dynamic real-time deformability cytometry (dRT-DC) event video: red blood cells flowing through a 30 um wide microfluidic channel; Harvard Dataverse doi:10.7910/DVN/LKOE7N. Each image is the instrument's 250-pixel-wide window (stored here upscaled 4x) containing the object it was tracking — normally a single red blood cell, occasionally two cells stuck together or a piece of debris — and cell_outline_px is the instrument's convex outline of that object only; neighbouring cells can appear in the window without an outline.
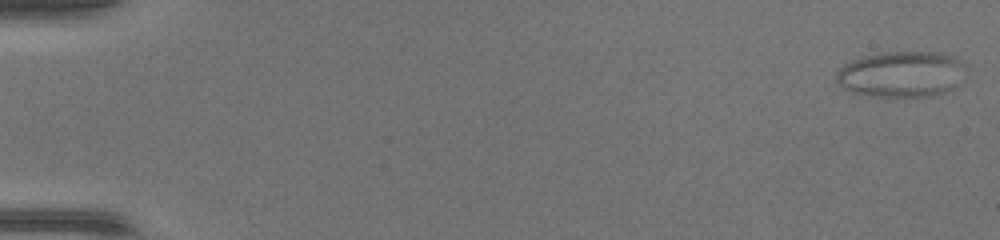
{"species": "common noctule bat (a hibernating species)", "species_latin": "Nyctalus noctula", "temperature_condition": "warm", "stored_images_in_passage": 13, "camera_frame_rate_fps": 3000, "um_per_image_px": 0.085, "animal": {"sex": "female", "body_mass_g": 17.0, "forearm_length_mm": 48.0}, "frame": {"image": 1, "passage_image": 1, "time_ms": 0.0, "image_size_px": [1000, 240], "cell_outline_px": [[968, 68], [964, 80], [956, 88], [932, 96], [872, 96], [852, 92], [844, 88], [836, 80], [836, 72], [844, 64], [852, 60], [884, 52], [940, 52], [956, 56]], "centroid_in_image_um": [76.72, 6.3], "position_along_channel_um": 8.3, "area_um2": 35.08}}